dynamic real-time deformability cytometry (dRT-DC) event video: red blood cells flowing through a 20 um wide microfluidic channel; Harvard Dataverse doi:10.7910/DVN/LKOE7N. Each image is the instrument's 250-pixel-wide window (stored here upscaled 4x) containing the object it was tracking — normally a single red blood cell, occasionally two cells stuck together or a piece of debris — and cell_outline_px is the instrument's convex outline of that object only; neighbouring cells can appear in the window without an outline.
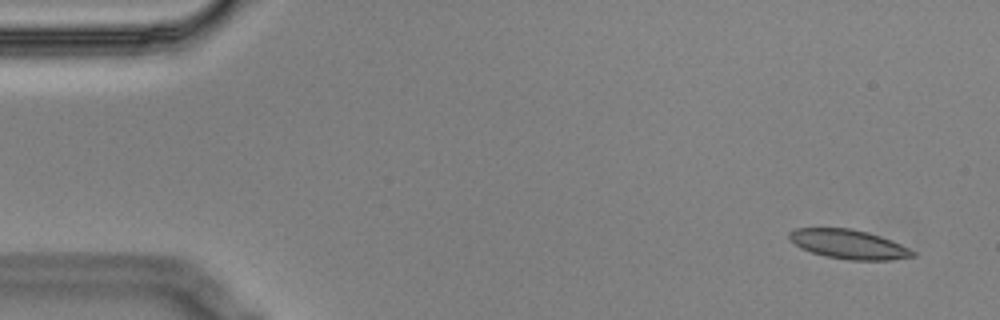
{"species": "Egyptian fruit bat (a non-hibernating species)", "species_latin": "Rousettus aegyptiacus", "temperature_condition": "cold", "stored_images_in_passage": 5, "camera_frame_rate_fps": 3000, "um_per_image_px": 0.085, "animal": {"sex": "male"}, "frame": {"image": 1, "passage_image": 1, "time_ms": 0.0, "image_size_px": [1000, 320], "cell_outline_px": [[916, 256], [888, 260], [848, 260], [824, 256], [800, 248], [788, 240], [788, 232], [796, 228], [852, 228], [868, 232], [880, 236], [900, 244], [916, 252]], "centroid_in_image_um": [72.09, 20.76], "position_along_channel_um": 12.9, "area_um2": 21.15}}